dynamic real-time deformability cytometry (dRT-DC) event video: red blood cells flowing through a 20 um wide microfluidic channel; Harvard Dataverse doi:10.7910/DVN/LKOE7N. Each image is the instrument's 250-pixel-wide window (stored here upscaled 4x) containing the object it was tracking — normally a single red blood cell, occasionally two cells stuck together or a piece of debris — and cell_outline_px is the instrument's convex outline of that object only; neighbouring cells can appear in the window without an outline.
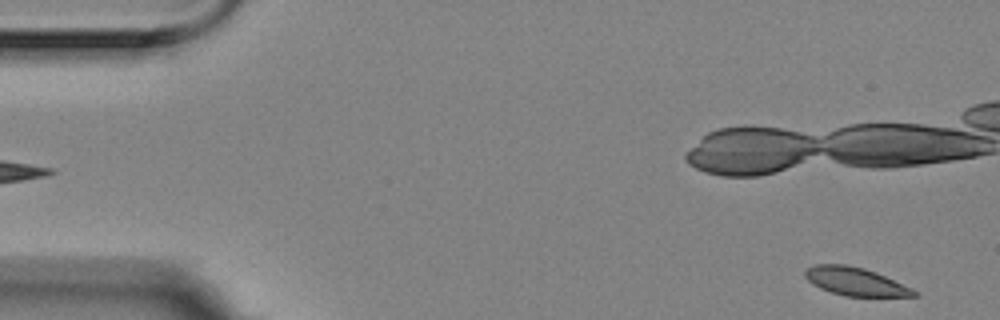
{"species": "Egyptian fruit bat (a non-hibernating species)", "species_latin": "Rousettus aegyptiacus", "temperature_condition": "room temperature", "stored_images_in_passage": 5, "segment_of_instrument_passage": [2, 2], "camera_frame_rate_fps": 3000, "um_per_image_px": 0.085, "animal": {"sex": "female"}, "frame": {"image": 1, "passage_image": 5, "time_ms": 1.333, "image_size_px": [1000, 320], "cell_outline_px": [[920, 296], [844, 296], [820, 288], [812, 284], [804, 276], [804, 272], [808, 268], [816, 264], [844, 264], [864, 268], [876, 272], [912, 288], [920, 292]], "centroid_in_image_um": [72.73, 23.93], "position_along_channel_um": 12.3, "area_um2": 17.86}}